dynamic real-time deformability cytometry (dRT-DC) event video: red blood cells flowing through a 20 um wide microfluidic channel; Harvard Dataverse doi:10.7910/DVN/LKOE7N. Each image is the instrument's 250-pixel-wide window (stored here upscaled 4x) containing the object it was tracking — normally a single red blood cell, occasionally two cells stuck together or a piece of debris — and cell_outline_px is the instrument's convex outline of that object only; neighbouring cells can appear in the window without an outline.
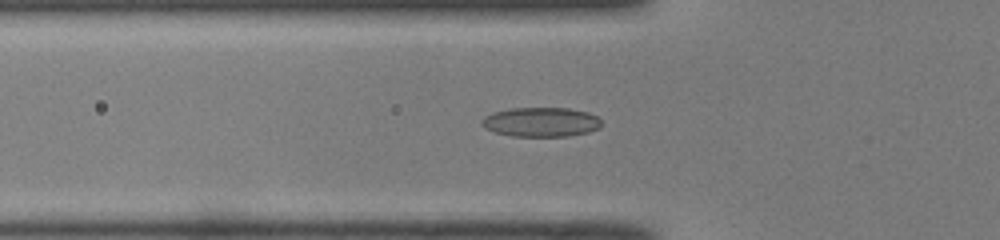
{"species": "common noctule bat (a hibernating species)", "species_latin": "Nyctalus noctula", "temperature_condition": "room temperature", "stored_images_in_passage": 43, "camera_frame_rate_fps": 3000, "um_per_image_px": 0.085, "animal": {"sex": "male", "body_mass_g": 19.0, "forearm_length_mm": 50.8}, "frame": {"image": 1, "passage_image": 15, "time_ms": 4.667, "image_size_px": [1000, 240], "cell_outline_px": [[600, 128], [588, 132], [568, 136], [512, 136], [496, 132], [484, 128], [480, 124], [480, 120], [484, 116], [492, 112], [512, 108], [568, 108], [588, 112], [596, 116], [600, 120]], "centroid_in_image_um": [45.95, 10.37], "position_along_channel_um": 79.9, "area_um2": 20.58}}
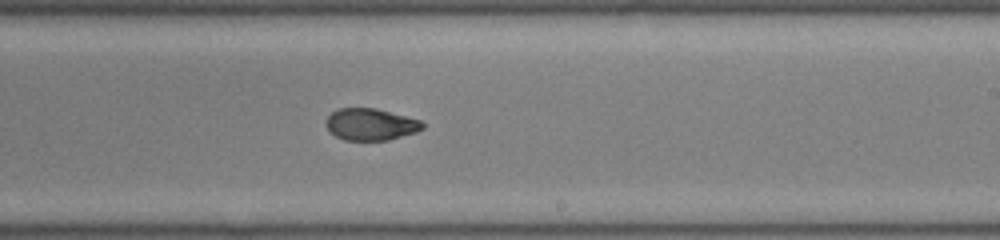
{"frame": {"image": 2, "passage_image": 28, "time_ms": 9.0, "image_size_px": [1000, 240], "cell_outline_px": [[424, 128], [416, 132], [388, 140], [344, 140], [336, 136], [324, 124], [324, 120], [332, 112], [340, 108], [376, 108], [420, 120], [424, 124]], "centroid_in_image_um": [31.49, 10.57], "position_along_channel_um": 257.5, "area_um2": 17.86}}
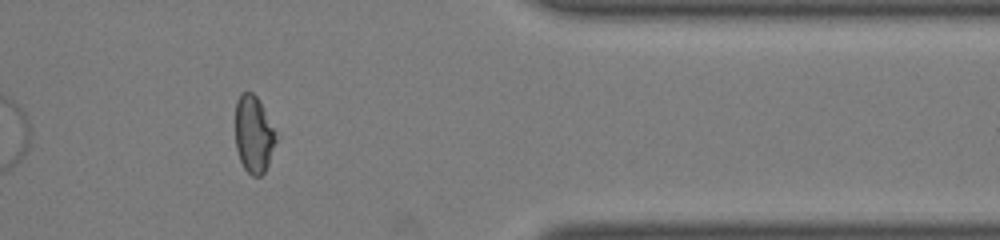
{"frame": {"image": 3, "passage_image": 39, "time_ms": 12.667, "image_size_px": [1000, 240], "cell_outline_px": [[276, 140], [268, 164], [264, 172], [260, 176], [252, 176], [244, 168], [240, 160], [236, 148], [236, 100], [240, 92], [252, 92], [256, 96], [276, 132]], "centroid_in_image_um": [21.55, 11.42], "position_along_channel_um": 389.9, "area_um2": 18.03}, "authors_computed_cell_mechanics": {"area_um2": 18.8428, "velocity_mm_per_s": 4.1027, "shape_relaxation_time_tau1_ms": 9.6409, "shape_relaxation_time_tau2_ms": 1.6504, "deformation_change_tau1": 0.2411, "deformation_change_tau2": 0.0664}}